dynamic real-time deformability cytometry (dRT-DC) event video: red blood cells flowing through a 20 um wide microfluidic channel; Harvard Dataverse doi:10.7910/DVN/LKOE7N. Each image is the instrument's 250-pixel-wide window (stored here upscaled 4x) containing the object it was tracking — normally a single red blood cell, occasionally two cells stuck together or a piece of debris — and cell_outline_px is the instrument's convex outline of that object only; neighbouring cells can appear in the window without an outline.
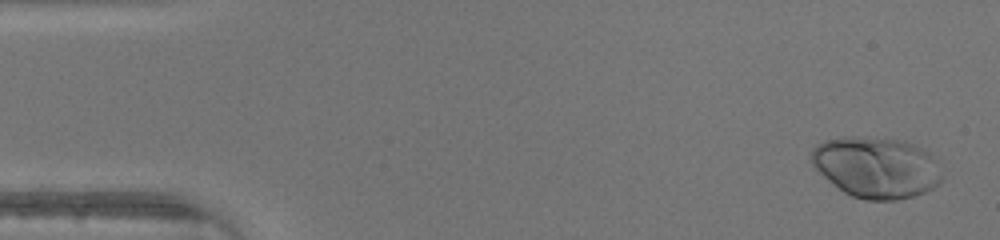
{"species": "human", "species_latin": "Homo sapiens", "temperature_condition": "warm", "stored_images_in_passage": 46, "camera_frame_rate_fps": 3000, "um_per_image_px": 0.085, "donor": {"sex": "male"}, "frame": {"image": 1, "passage_image": 2, "time_ms": 0.333, "image_size_px": [1000, 240], "cell_outline_px": [[940, 180], [932, 188], [924, 192], [912, 196], [896, 200], [864, 200], [852, 196], [844, 192], [828, 180], [812, 164], [812, 148], [816, 144], [828, 140], [844, 136], [860, 136], [904, 140], [924, 148], [932, 156], [940, 176]], "centroid_in_image_um": [74.45, 14.21], "position_along_channel_um": 10.5, "area_um2": 46.07}}
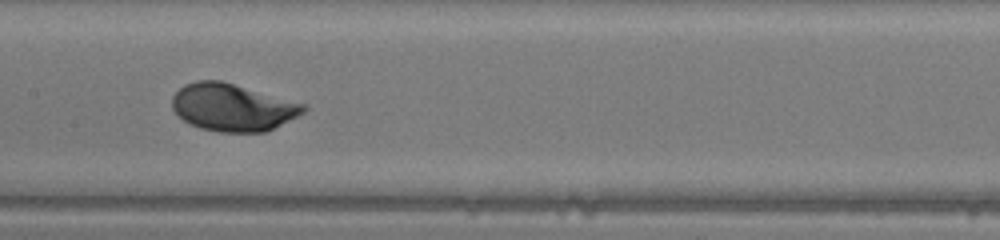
{"frame": {"image": 2, "passage_image": 23, "time_ms": 7.333, "image_size_px": [1000, 240], "cell_outline_px": [[308, 108], [304, 112], [268, 132], [220, 132], [200, 128], [188, 124], [172, 108], [172, 96], [184, 84], [196, 80], [220, 80], [308, 104]], "centroid_in_image_um": [19.79, 9.12], "position_along_channel_um": 187.6, "area_um2": 36.53}}
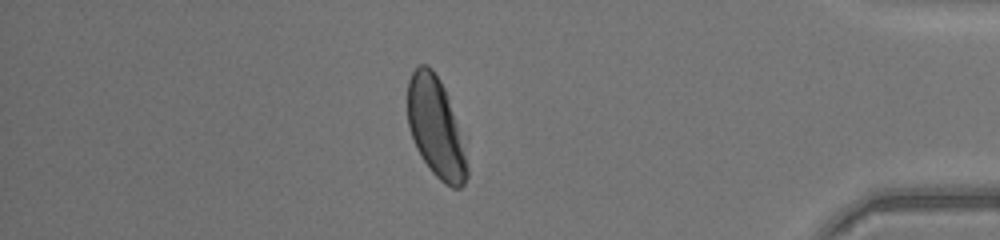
{"frame": {"image": 3, "passage_image": 40, "time_ms": 13.0, "image_size_px": [1000, 240], "cell_outline_px": [[468, 176], [464, 184], [460, 188], [452, 188], [444, 184], [432, 172], [416, 148], [408, 124], [408, 80], [412, 72], [420, 64], [428, 64], [432, 68], [440, 80], [444, 88], [448, 100], [468, 168]], "centroid_in_image_um": [37.0, 10.84], "position_along_channel_um": 398.2, "area_um2": 33.47}}